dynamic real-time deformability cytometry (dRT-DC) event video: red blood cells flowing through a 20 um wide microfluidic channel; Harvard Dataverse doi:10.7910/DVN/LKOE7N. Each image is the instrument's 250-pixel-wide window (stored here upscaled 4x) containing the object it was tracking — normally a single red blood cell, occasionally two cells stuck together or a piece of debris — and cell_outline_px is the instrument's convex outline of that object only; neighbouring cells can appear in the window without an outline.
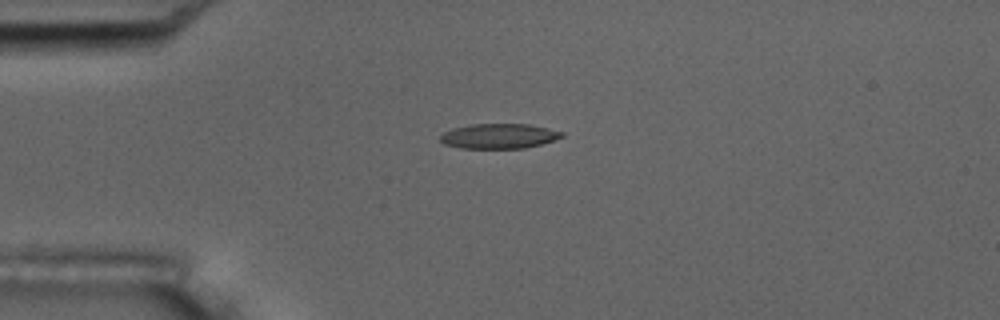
{"species": "common noctule bat (a hibernating species)", "species_latin": "Nyctalus noctula", "temperature_condition": "room temperature", "stored_images_in_passage": 6, "camera_frame_rate_fps": 3000, "um_per_image_px": 0.085, "animal": {"sex": "male", "body_mass_g": 17.5, "forearm_length_mm": 52.3}, "frame": {"image": 1, "passage_image": 5, "time_ms": 4.333, "image_size_px": [1000, 320], "cell_outline_px": [[564, 136], [540, 144], [524, 148], [460, 148], [444, 144], [440, 140], [440, 136], [444, 132], [452, 128], [472, 124], [528, 124], [548, 128], [564, 132]], "centroid_in_image_um": [42.39, 11.56], "position_along_channel_um": 42.6, "area_um2": 17.57}}